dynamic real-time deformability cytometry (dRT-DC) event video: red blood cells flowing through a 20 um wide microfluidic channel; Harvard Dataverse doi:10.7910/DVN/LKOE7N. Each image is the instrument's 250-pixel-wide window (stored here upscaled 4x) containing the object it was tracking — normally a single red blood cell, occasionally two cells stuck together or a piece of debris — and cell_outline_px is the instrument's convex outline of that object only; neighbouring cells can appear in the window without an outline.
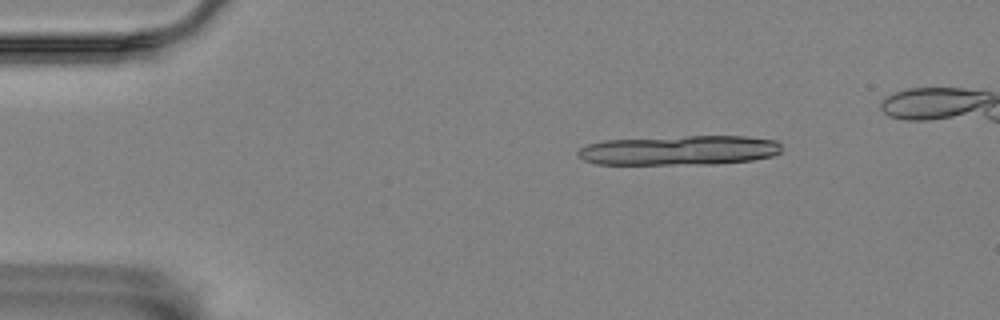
{"species": "Egyptian fruit bat (a non-hibernating species)", "species_latin": "Rousettus aegyptiacus", "temperature_condition": "room temperature", "stored_images_in_passage": 8, "segment_of_instrument_passage": [1, 2], "camera_frame_rate_fps": 3000, "um_per_image_px": 0.085, "animal": {"sex": "female"}, "frame": {"image": 1, "passage_image": 3, "time_ms": 0.667, "image_size_px": [1000, 320], "cell_outline_px": [[780, 152], [776, 156], [752, 160], [716, 164], [596, 164], [584, 160], [576, 156], [576, 152], [580, 148], [588, 144], [604, 140], [684, 136], [748, 136], [776, 140], [780, 144]], "centroid_in_image_um": [57.75, 12.78], "position_along_channel_um": 27.2, "area_um2": 35.49}}